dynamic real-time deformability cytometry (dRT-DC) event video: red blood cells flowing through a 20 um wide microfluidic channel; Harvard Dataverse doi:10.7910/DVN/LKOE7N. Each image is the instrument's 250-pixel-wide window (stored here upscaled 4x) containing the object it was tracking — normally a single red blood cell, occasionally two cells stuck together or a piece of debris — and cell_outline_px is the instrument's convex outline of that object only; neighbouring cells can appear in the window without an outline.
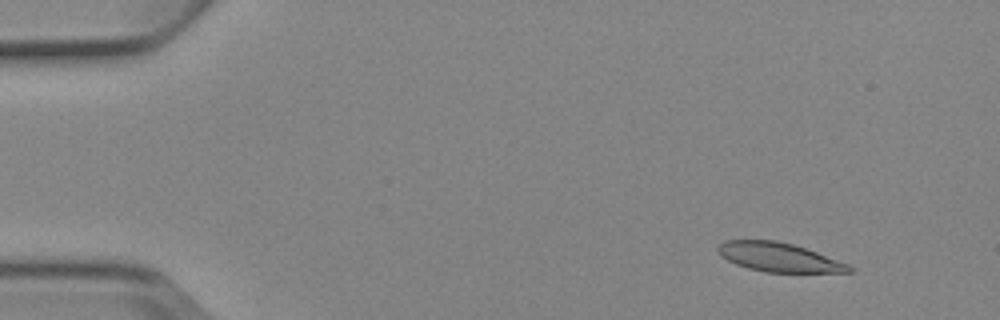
{"species": "Egyptian fruit bat (a non-hibernating species)", "species_latin": "Rousettus aegyptiacus", "temperature_condition": "cold", "stored_images_in_passage": 4, "camera_frame_rate_fps": 3000, "um_per_image_px": 0.085, "animal": {"sex": "female"}, "frame": {"image": 1, "passage_image": 2, "time_ms": 1.0, "image_size_px": [1000, 320], "cell_outline_px": [[856, 272], [764, 272], [748, 268], [736, 264], [720, 256], [716, 252], [716, 248], [724, 240], [776, 240], [792, 244], [816, 252], [848, 264], [856, 268]], "centroid_in_image_um": [66.19, 21.87], "position_along_channel_um": 18.8, "area_um2": 22.2}}